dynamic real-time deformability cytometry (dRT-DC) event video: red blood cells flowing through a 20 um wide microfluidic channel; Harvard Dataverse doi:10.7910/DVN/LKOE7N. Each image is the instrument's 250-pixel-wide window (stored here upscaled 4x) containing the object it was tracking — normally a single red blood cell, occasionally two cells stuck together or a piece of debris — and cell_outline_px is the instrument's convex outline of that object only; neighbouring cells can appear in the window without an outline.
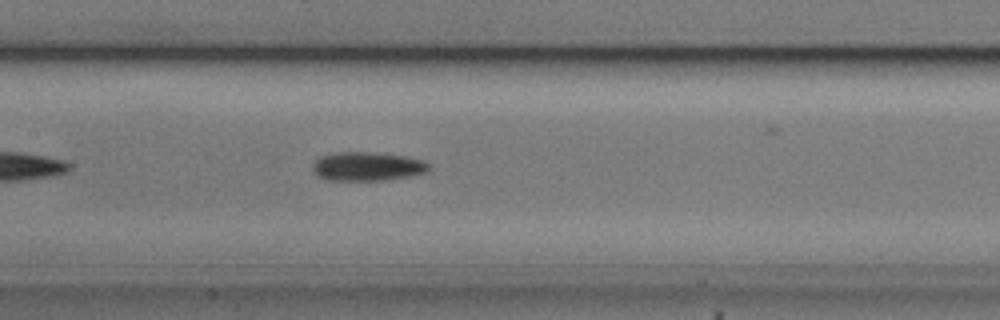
{"species": "common noctule bat (a hibernating species)", "species_latin": "Nyctalus noctula", "temperature_condition": "cold", "stored_images_in_passage": 39, "camera_frame_rate_fps": 3000, "um_per_image_px": 0.085, "animal": {"sex": "male", "body_mass_g": 20.5, "forearm_length_mm": 52.5}, "frame": {"image": 1, "passage_image": 12, "time_ms": 3.667, "image_size_px": [1000, 320], "cell_outline_px": [[428, 168], [424, 172], [412, 176], [384, 180], [328, 180], [316, 176], [312, 172], [312, 164], [320, 156], [336, 152], [368, 152], [404, 156], [424, 160], [428, 164]], "centroid_in_image_um": [31.16, 14.15], "position_along_channel_um": 176.2, "area_um2": 19.54}, "authors_computed_cell_mechanics": {"area_um2": 18.5538, "velocity_mm_per_s": 3.7221, "shape_relaxation_time_tau1_ms": 4.6994, "shape_relaxation_time_tau2_ms": 4.3819, "deformation_change_tau1": 0.1391, "deformation_change_tau2": 0.1323}}